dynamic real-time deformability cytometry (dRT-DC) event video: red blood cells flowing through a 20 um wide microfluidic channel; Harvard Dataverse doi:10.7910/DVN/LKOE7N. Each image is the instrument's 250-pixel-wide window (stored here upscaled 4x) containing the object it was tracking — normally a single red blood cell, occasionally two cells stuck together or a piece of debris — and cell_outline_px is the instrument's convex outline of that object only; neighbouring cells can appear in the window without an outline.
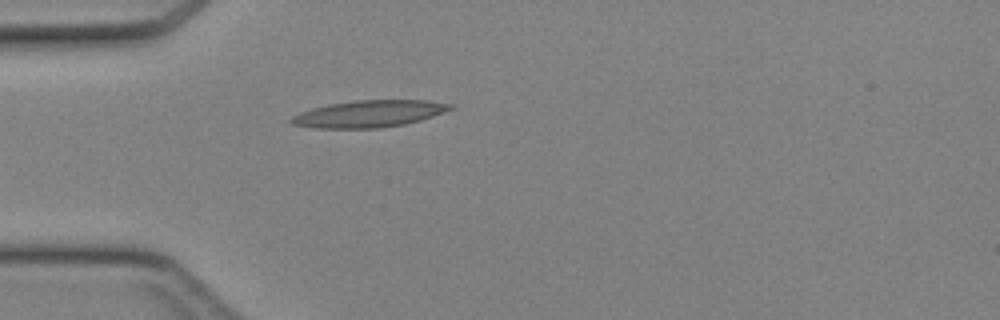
{"species": "Egyptian fruit bat (a non-hibernating species)", "species_latin": "Rousettus aegyptiacus", "temperature_condition": "cold", "stored_images_in_passage": 33, "camera_frame_rate_fps": 3000, "um_per_image_px": 0.085, "animal": {"sex": "female"}, "frame": {"image": 1, "passage_image": 1, "time_ms": 0.0, "image_size_px": [1000, 320], "cell_outline_px": [[456, 108], [420, 120], [404, 124], [380, 128], [312, 128], [292, 124], [288, 120], [292, 116], [300, 112], [312, 108], [328, 104], [356, 100], [428, 100], [456, 104]], "centroid_in_image_um": [31.39, 9.66], "position_along_channel_um": 53.6, "area_um2": 25.14}}
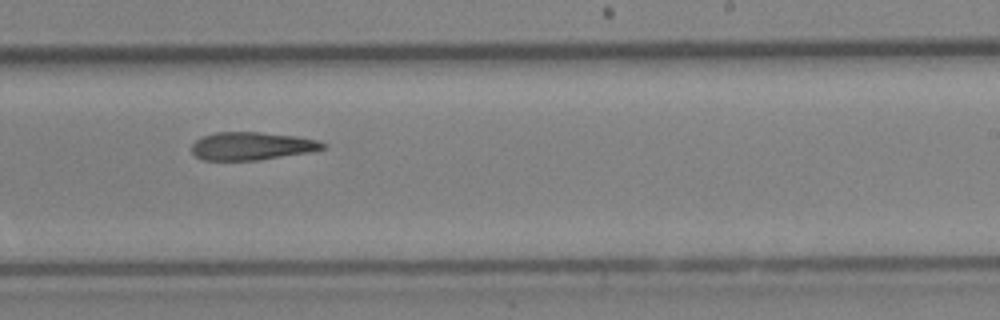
{"frame": {"image": 2, "passage_image": 16, "time_ms": 5.0, "image_size_px": [1000, 320], "cell_outline_px": [[328, 148], [312, 152], [256, 160], [204, 160], [196, 156], [192, 152], [192, 144], [200, 136], [216, 132], [260, 132], [296, 136], [316, 140], [328, 144]], "centroid_in_image_um": [21.43, 12.41], "position_along_channel_um": 267.6, "area_um2": 21.5}}
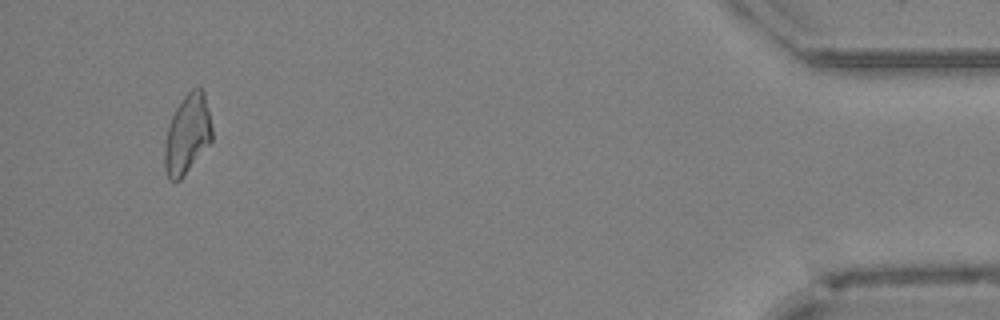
{"frame": {"image": 3, "passage_image": 31, "time_ms": 10.0, "image_size_px": [1000, 320], "cell_outline_px": [[212, 140], [180, 180], [168, 180], [164, 168], [164, 144], [168, 124], [180, 100], [192, 88], [200, 88], [204, 92], [212, 128]], "centroid_in_image_um": [15.89, 11.41], "position_along_channel_um": 419.3, "area_um2": 21.85}}